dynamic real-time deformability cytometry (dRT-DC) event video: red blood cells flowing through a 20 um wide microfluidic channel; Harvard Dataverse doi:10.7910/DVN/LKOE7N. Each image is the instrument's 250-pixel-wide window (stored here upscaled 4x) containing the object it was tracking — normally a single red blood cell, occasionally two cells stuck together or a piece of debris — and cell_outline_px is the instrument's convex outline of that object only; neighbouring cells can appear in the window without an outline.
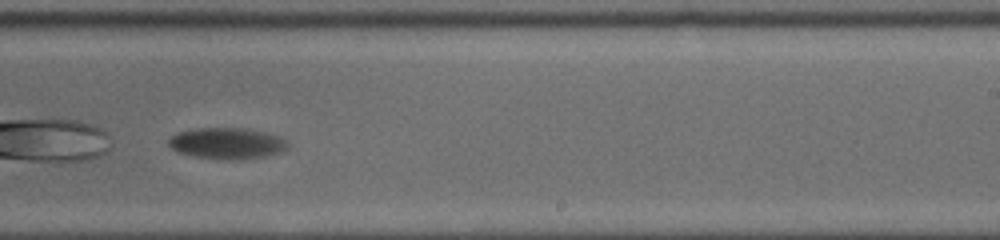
{"species": "common noctule bat (a hibernating species)", "species_latin": "Nyctalus noctula", "temperature_condition": "cold", "stored_images_in_passage": 36, "camera_frame_rate_fps": 3000, "um_per_image_px": 0.085, "animal": {"sex": "male", "body_mass_g": 19.0, "forearm_length_mm": 50.8}, "frame": {"image": 1, "passage_image": 20, "time_ms": 6.333, "image_size_px": [1000, 240], "cell_outline_px": [[288, 148], [280, 152], [264, 156], [244, 160], [228, 160], [196, 156], [176, 152], [168, 144], [168, 140], [172, 136], [180, 132], [196, 128], [248, 128], [264, 132], [288, 140]], "centroid_in_image_um": [19.31, 12.19], "position_along_channel_um": 269.7, "area_um2": 21.68}}
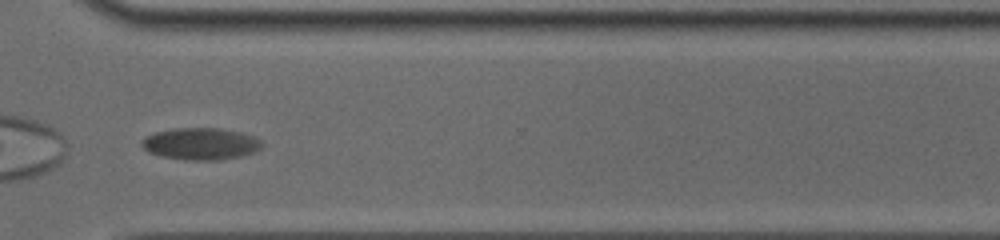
{"frame": {"image": 2, "passage_image": 27, "time_ms": 8.667, "image_size_px": [1000, 240], "cell_outline_px": [[260, 148], [252, 152], [240, 156], [220, 160], [188, 160], [164, 156], [148, 152], [140, 144], [148, 136], [156, 132], [176, 128], [220, 128], [240, 132], [252, 136], [260, 140]], "centroid_in_image_um": [17.05, 12.22], "position_along_channel_um": 353.5, "area_um2": 21.91}}